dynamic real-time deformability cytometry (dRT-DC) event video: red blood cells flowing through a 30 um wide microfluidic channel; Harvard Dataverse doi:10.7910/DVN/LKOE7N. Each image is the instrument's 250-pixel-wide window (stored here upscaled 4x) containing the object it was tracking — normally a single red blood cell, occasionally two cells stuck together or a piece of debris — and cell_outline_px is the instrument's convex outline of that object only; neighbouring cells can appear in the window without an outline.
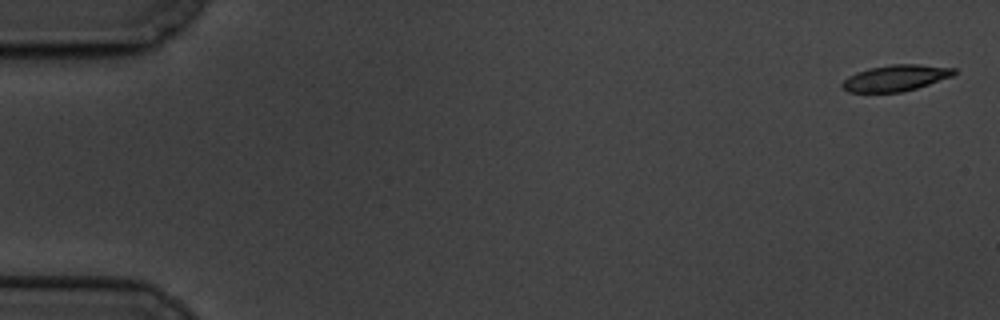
{"species": "common noctule bat (a hibernating species)", "species_latin": "Nyctalus noctula", "temperature_condition": "cold", "stored_images_in_passage": 4, "camera_frame_rate_fps": 3000, "um_per_image_px": 0.085, "animal": {"sex": "male", "body_mass_g": 19.5, "forearm_length_mm": 54.6}, "frame": {"image": 1, "passage_image": 1, "time_ms": 0.0, "image_size_px": [1000, 320], "cell_outline_px": [[956, 72], [952, 76], [916, 88], [900, 92], [848, 92], [840, 88], [840, 84], [848, 76], [856, 72], [868, 68], [892, 64], [920, 64], [956, 68]], "centroid_in_image_um": [76.09, 6.62], "position_along_channel_um": 8.9, "area_um2": 17.11}}